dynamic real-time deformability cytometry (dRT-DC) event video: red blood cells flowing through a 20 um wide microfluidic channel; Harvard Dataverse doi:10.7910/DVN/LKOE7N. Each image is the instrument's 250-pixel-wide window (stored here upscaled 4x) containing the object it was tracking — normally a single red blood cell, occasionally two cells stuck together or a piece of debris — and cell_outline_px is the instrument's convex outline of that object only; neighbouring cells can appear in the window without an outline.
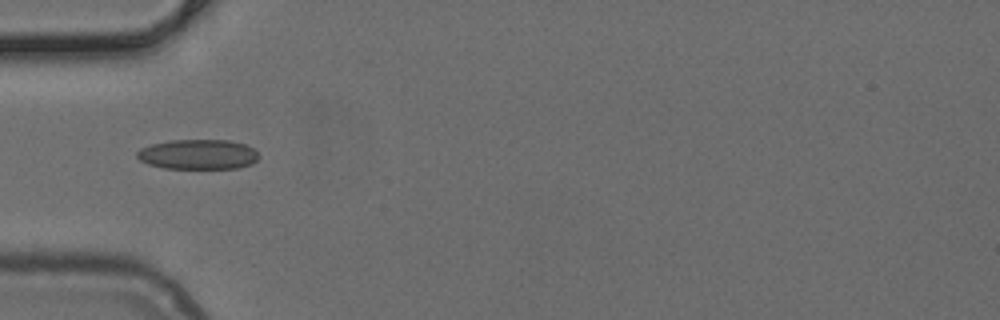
{"species": "common noctule bat (a hibernating species)", "species_latin": "Nyctalus noctula", "temperature_condition": "cold", "stored_images_in_passage": 35, "camera_frame_rate_fps": 3000, "um_per_image_px": 0.085, "animal": {"sex": "female", "body_mass_g": 24.6, "forearm_length_mm": 56.2}, "frame": {"image": 1, "passage_image": 1, "time_ms": 0.0, "image_size_px": [1000, 320], "cell_outline_px": [[260, 156], [252, 164], [236, 168], [164, 168], [148, 164], [140, 160], [136, 156], [136, 152], [140, 148], [152, 144], [168, 140], [228, 140], [244, 144], [252, 148]], "centroid_in_image_um": [16.81, 13.12], "position_along_channel_um": 68.2, "area_um2": 21.21}}
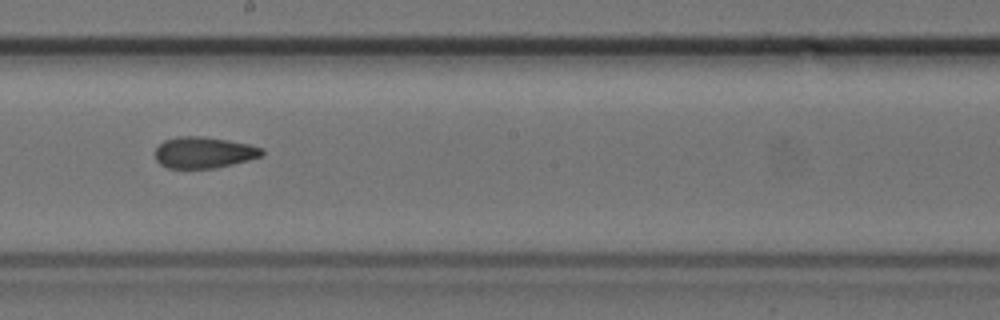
{"frame": {"image": 2, "passage_image": 13, "time_ms": 4.0, "image_size_px": [1000, 320], "cell_outline_px": [[264, 152], [260, 156], [248, 160], [216, 168], [168, 168], [160, 164], [156, 160], [156, 148], [164, 140], [176, 136], [204, 136], [228, 140], [248, 144], [264, 148]], "centroid_in_image_um": [17.32, 12.95], "position_along_channel_um": 230.9, "area_um2": 19.48}}
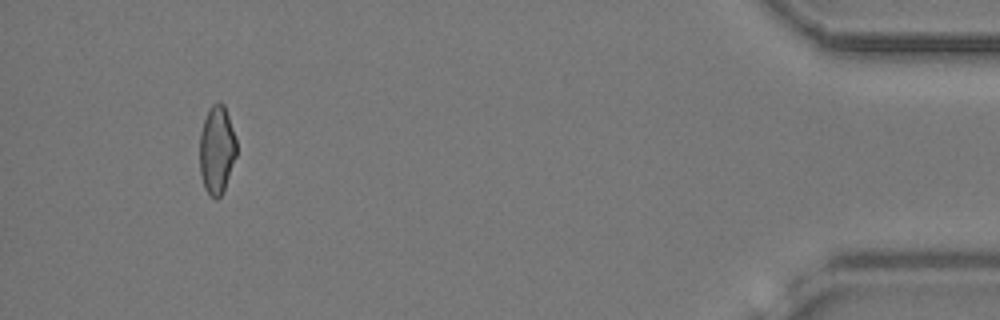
{"frame": {"image": 3, "passage_image": 32, "time_ms": 10.333, "image_size_px": [1000, 320], "cell_outline_px": [[236, 156], [224, 188], [220, 196], [216, 200], [204, 188], [200, 172], [200, 132], [208, 108], [216, 100], [220, 100], [224, 104], [236, 140]], "centroid_in_image_um": [18.41, 12.68], "position_along_channel_um": 416.8, "area_um2": 18.84}}